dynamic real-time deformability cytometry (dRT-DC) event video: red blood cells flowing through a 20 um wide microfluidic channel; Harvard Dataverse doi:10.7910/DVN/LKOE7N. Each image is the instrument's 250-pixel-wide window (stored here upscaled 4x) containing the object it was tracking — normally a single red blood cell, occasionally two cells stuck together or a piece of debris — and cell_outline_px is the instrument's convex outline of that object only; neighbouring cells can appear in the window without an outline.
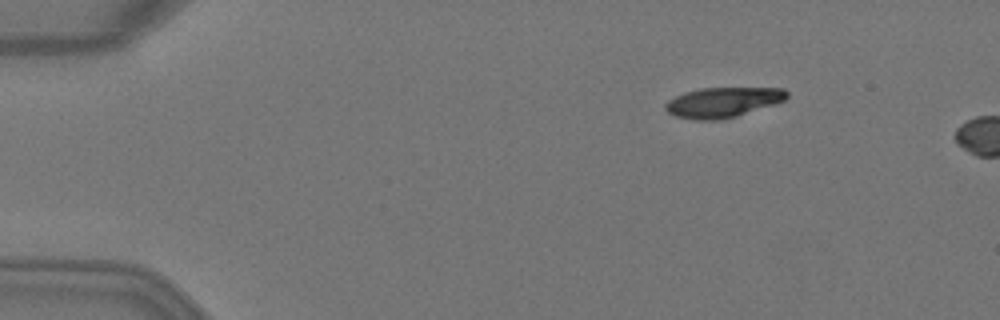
{"species": "Egyptian fruit bat (a non-hibernating species)", "species_latin": "Rousettus aegyptiacus", "temperature_condition": "warm", "stored_images_in_passage": 2, "camera_frame_rate_fps": 3000, "um_per_image_px": 0.085, "animal": {"sex": "female"}, "frame": {"image": 1, "passage_image": 1, "time_ms": 0.0, "image_size_px": [1000, 320], "cell_outline_px": [[788, 96], [784, 100], [776, 104], [736, 116], [720, 120], [696, 120], [676, 116], [668, 112], [664, 108], [664, 104], [668, 100], [684, 92], [700, 88], [784, 88], [788, 92]], "centroid_in_image_um": [61.44, 8.69], "position_along_channel_um": 23.6, "area_um2": 21.33}}